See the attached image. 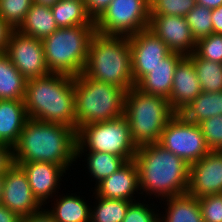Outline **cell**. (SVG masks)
<instances>
[{
	"label": "cell",
	"instance_id": "obj_8",
	"mask_svg": "<svg viewBox=\"0 0 222 222\" xmlns=\"http://www.w3.org/2000/svg\"><path fill=\"white\" fill-rule=\"evenodd\" d=\"M137 146L134 144L127 118L91 123L77 131V152H104L134 160Z\"/></svg>",
	"mask_w": 222,
	"mask_h": 222
},
{
	"label": "cell",
	"instance_id": "obj_12",
	"mask_svg": "<svg viewBox=\"0 0 222 222\" xmlns=\"http://www.w3.org/2000/svg\"><path fill=\"white\" fill-rule=\"evenodd\" d=\"M130 41L132 73L136 84L151 72L170 53L167 45L149 28L128 37Z\"/></svg>",
	"mask_w": 222,
	"mask_h": 222
},
{
	"label": "cell",
	"instance_id": "obj_29",
	"mask_svg": "<svg viewBox=\"0 0 222 222\" xmlns=\"http://www.w3.org/2000/svg\"><path fill=\"white\" fill-rule=\"evenodd\" d=\"M193 61L196 75L203 92H222V63L199 58L195 53L188 55Z\"/></svg>",
	"mask_w": 222,
	"mask_h": 222
},
{
	"label": "cell",
	"instance_id": "obj_1",
	"mask_svg": "<svg viewBox=\"0 0 222 222\" xmlns=\"http://www.w3.org/2000/svg\"><path fill=\"white\" fill-rule=\"evenodd\" d=\"M77 130L57 123L28 119L13 146L14 163H77Z\"/></svg>",
	"mask_w": 222,
	"mask_h": 222
},
{
	"label": "cell",
	"instance_id": "obj_13",
	"mask_svg": "<svg viewBox=\"0 0 222 222\" xmlns=\"http://www.w3.org/2000/svg\"><path fill=\"white\" fill-rule=\"evenodd\" d=\"M0 204L20 218L28 217L43 208L32 192L27 175L17 164H14L4 175V189Z\"/></svg>",
	"mask_w": 222,
	"mask_h": 222
},
{
	"label": "cell",
	"instance_id": "obj_11",
	"mask_svg": "<svg viewBox=\"0 0 222 222\" xmlns=\"http://www.w3.org/2000/svg\"><path fill=\"white\" fill-rule=\"evenodd\" d=\"M16 69L27 79L51 73L47 67L42 40L13 29L5 52Z\"/></svg>",
	"mask_w": 222,
	"mask_h": 222
},
{
	"label": "cell",
	"instance_id": "obj_24",
	"mask_svg": "<svg viewBox=\"0 0 222 222\" xmlns=\"http://www.w3.org/2000/svg\"><path fill=\"white\" fill-rule=\"evenodd\" d=\"M179 114L196 124L213 116L222 115V92H201Z\"/></svg>",
	"mask_w": 222,
	"mask_h": 222
},
{
	"label": "cell",
	"instance_id": "obj_6",
	"mask_svg": "<svg viewBox=\"0 0 222 222\" xmlns=\"http://www.w3.org/2000/svg\"><path fill=\"white\" fill-rule=\"evenodd\" d=\"M126 90L99 82L84 73L74 77L76 130L124 115Z\"/></svg>",
	"mask_w": 222,
	"mask_h": 222
},
{
	"label": "cell",
	"instance_id": "obj_16",
	"mask_svg": "<svg viewBox=\"0 0 222 222\" xmlns=\"http://www.w3.org/2000/svg\"><path fill=\"white\" fill-rule=\"evenodd\" d=\"M19 165L27 175L34 196L43 205L48 206L50 199L59 192L62 177L71 166H59L49 162L14 163ZM67 170V171H66ZM65 173V174H64ZM57 193V194H56ZM48 201V202H47Z\"/></svg>",
	"mask_w": 222,
	"mask_h": 222
},
{
	"label": "cell",
	"instance_id": "obj_39",
	"mask_svg": "<svg viewBox=\"0 0 222 222\" xmlns=\"http://www.w3.org/2000/svg\"><path fill=\"white\" fill-rule=\"evenodd\" d=\"M44 206L40 211L31 214L28 217L21 218L20 222H56L53 216L45 209Z\"/></svg>",
	"mask_w": 222,
	"mask_h": 222
},
{
	"label": "cell",
	"instance_id": "obj_38",
	"mask_svg": "<svg viewBox=\"0 0 222 222\" xmlns=\"http://www.w3.org/2000/svg\"><path fill=\"white\" fill-rule=\"evenodd\" d=\"M113 0H84L88 15L95 21Z\"/></svg>",
	"mask_w": 222,
	"mask_h": 222
},
{
	"label": "cell",
	"instance_id": "obj_19",
	"mask_svg": "<svg viewBox=\"0 0 222 222\" xmlns=\"http://www.w3.org/2000/svg\"><path fill=\"white\" fill-rule=\"evenodd\" d=\"M184 55L171 52L161 63L144 75L135 86L143 92L166 98L170 97L175 68Z\"/></svg>",
	"mask_w": 222,
	"mask_h": 222
},
{
	"label": "cell",
	"instance_id": "obj_28",
	"mask_svg": "<svg viewBox=\"0 0 222 222\" xmlns=\"http://www.w3.org/2000/svg\"><path fill=\"white\" fill-rule=\"evenodd\" d=\"M96 203L91 205L90 222H122L133 201L101 198L96 195ZM96 204V205H95Z\"/></svg>",
	"mask_w": 222,
	"mask_h": 222
},
{
	"label": "cell",
	"instance_id": "obj_23",
	"mask_svg": "<svg viewBox=\"0 0 222 222\" xmlns=\"http://www.w3.org/2000/svg\"><path fill=\"white\" fill-rule=\"evenodd\" d=\"M58 29L51 7L32 3L24 22L17 29L23 34L43 40Z\"/></svg>",
	"mask_w": 222,
	"mask_h": 222
},
{
	"label": "cell",
	"instance_id": "obj_18",
	"mask_svg": "<svg viewBox=\"0 0 222 222\" xmlns=\"http://www.w3.org/2000/svg\"><path fill=\"white\" fill-rule=\"evenodd\" d=\"M202 92L193 61L184 56L175 68L169 103L179 113Z\"/></svg>",
	"mask_w": 222,
	"mask_h": 222
},
{
	"label": "cell",
	"instance_id": "obj_32",
	"mask_svg": "<svg viewBox=\"0 0 222 222\" xmlns=\"http://www.w3.org/2000/svg\"><path fill=\"white\" fill-rule=\"evenodd\" d=\"M195 5V0H150V15L185 17Z\"/></svg>",
	"mask_w": 222,
	"mask_h": 222
},
{
	"label": "cell",
	"instance_id": "obj_35",
	"mask_svg": "<svg viewBox=\"0 0 222 222\" xmlns=\"http://www.w3.org/2000/svg\"><path fill=\"white\" fill-rule=\"evenodd\" d=\"M206 145L210 150L222 151V115L199 123Z\"/></svg>",
	"mask_w": 222,
	"mask_h": 222
},
{
	"label": "cell",
	"instance_id": "obj_36",
	"mask_svg": "<svg viewBox=\"0 0 222 222\" xmlns=\"http://www.w3.org/2000/svg\"><path fill=\"white\" fill-rule=\"evenodd\" d=\"M204 222H222V193L198 198Z\"/></svg>",
	"mask_w": 222,
	"mask_h": 222
},
{
	"label": "cell",
	"instance_id": "obj_9",
	"mask_svg": "<svg viewBox=\"0 0 222 222\" xmlns=\"http://www.w3.org/2000/svg\"><path fill=\"white\" fill-rule=\"evenodd\" d=\"M150 0H113L94 21L96 33L131 36L149 26Z\"/></svg>",
	"mask_w": 222,
	"mask_h": 222
},
{
	"label": "cell",
	"instance_id": "obj_41",
	"mask_svg": "<svg viewBox=\"0 0 222 222\" xmlns=\"http://www.w3.org/2000/svg\"><path fill=\"white\" fill-rule=\"evenodd\" d=\"M213 33L222 34V5L212 9Z\"/></svg>",
	"mask_w": 222,
	"mask_h": 222
},
{
	"label": "cell",
	"instance_id": "obj_34",
	"mask_svg": "<svg viewBox=\"0 0 222 222\" xmlns=\"http://www.w3.org/2000/svg\"><path fill=\"white\" fill-rule=\"evenodd\" d=\"M148 203L141 200L132 202L122 222H160L157 204Z\"/></svg>",
	"mask_w": 222,
	"mask_h": 222
},
{
	"label": "cell",
	"instance_id": "obj_2",
	"mask_svg": "<svg viewBox=\"0 0 222 222\" xmlns=\"http://www.w3.org/2000/svg\"><path fill=\"white\" fill-rule=\"evenodd\" d=\"M134 161L144 197L151 199L153 195L160 203V200L187 193L190 165L160 144L138 147Z\"/></svg>",
	"mask_w": 222,
	"mask_h": 222
},
{
	"label": "cell",
	"instance_id": "obj_21",
	"mask_svg": "<svg viewBox=\"0 0 222 222\" xmlns=\"http://www.w3.org/2000/svg\"><path fill=\"white\" fill-rule=\"evenodd\" d=\"M60 194V195H59ZM51 199L52 209H46L56 222H90L91 205L76 193H59ZM59 195V196H58ZM64 195V196H63ZM59 198V199H58Z\"/></svg>",
	"mask_w": 222,
	"mask_h": 222
},
{
	"label": "cell",
	"instance_id": "obj_31",
	"mask_svg": "<svg viewBox=\"0 0 222 222\" xmlns=\"http://www.w3.org/2000/svg\"><path fill=\"white\" fill-rule=\"evenodd\" d=\"M33 0H0V17L12 28L24 22Z\"/></svg>",
	"mask_w": 222,
	"mask_h": 222
},
{
	"label": "cell",
	"instance_id": "obj_43",
	"mask_svg": "<svg viewBox=\"0 0 222 222\" xmlns=\"http://www.w3.org/2000/svg\"><path fill=\"white\" fill-rule=\"evenodd\" d=\"M196 4L205 6L210 9L218 8L222 5V0H195Z\"/></svg>",
	"mask_w": 222,
	"mask_h": 222
},
{
	"label": "cell",
	"instance_id": "obj_37",
	"mask_svg": "<svg viewBox=\"0 0 222 222\" xmlns=\"http://www.w3.org/2000/svg\"><path fill=\"white\" fill-rule=\"evenodd\" d=\"M13 165V147L0 143V175H5Z\"/></svg>",
	"mask_w": 222,
	"mask_h": 222
},
{
	"label": "cell",
	"instance_id": "obj_20",
	"mask_svg": "<svg viewBox=\"0 0 222 222\" xmlns=\"http://www.w3.org/2000/svg\"><path fill=\"white\" fill-rule=\"evenodd\" d=\"M28 119L24 100H0V143L13 147Z\"/></svg>",
	"mask_w": 222,
	"mask_h": 222
},
{
	"label": "cell",
	"instance_id": "obj_14",
	"mask_svg": "<svg viewBox=\"0 0 222 222\" xmlns=\"http://www.w3.org/2000/svg\"><path fill=\"white\" fill-rule=\"evenodd\" d=\"M187 193L196 198L222 193V151L210 150L190 164Z\"/></svg>",
	"mask_w": 222,
	"mask_h": 222
},
{
	"label": "cell",
	"instance_id": "obj_30",
	"mask_svg": "<svg viewBox=\"0 0 222 222\" xmlns=\"http://www.w3.org/2000/svg\"><path fill=\"white\" fill-rule=\"evenodd\" d=\"M185 19L196 42L213 33L212 9L196 4Z\"/></svg>",
	"mask_w": 222,
	"mask_h": 222
},
{
	"label": "cell",
	"instance_id": "obj_44",
	"mask_svg": "<svg viewBox=\"0 0 222 222\" xmlns=\"http://www.w3.org/2000/svg\"><path fill=\"white\" fill-rule=\"evenodd\" d=\"M58 1L59 0H33L34 3L40 4V5H44V6H48V7H52Z\"/></svg>",
	"mask_w": 222,
	"mask_h": 222
},
{
	"label": "cell",
	"instance_id": "obj_22",
	"mask_svg": "<svg viewBox=\"0 0 222 222\" xmlns=\"http://www.w3.org/2000/svg\"><path fill=\"white\" fill-rule=\"evenodd\" d=\"M166 205L165 214L159 212L160 222H204L198 198L185 193L161 200ZM167 203V204H166Z\"/></svg>",
	"mask_w": 222,
	"mask_h": 222
},
{
	"label": "cell",
	"instance_id": "obj_33",
	"mask_svg": "<svg viewBox=\"0 0 222 222\" xmlns=\"http://www.w3.org/2000/svg\"><path fill=\"white\" fill-rule=\"evenodd\" d=\"M199 58L222 63V34L212 33L196 42L194 52Z\"/></svg>",
	"mask_w": 222,
	"mask_h": 222
},
{
	"label": "cell",
	"instance_id": "obj_26",
	"mask_svg": "<svg viewBox=\"0 0 222 222\" xmlns=\"http://www.w3.org/2000/svg\"><path fill=\"white\" fill-rule=\"evenodd\" d=\"M77 160L82 159V155L86 157L84 160L87 164V171L90 177L95 180V186L103 179L112 175L118 169H120L127 161L115 154L104 153V152H77Z\"/></svg>",
	"mask_w": 222,
	"mask_h": 222
},
{
	"label": "cell",
	"instance_id": "obj_17",
	"mask_svg": "<svg viewBox=\"0 0 222 222\" xmlns=\"http://www.w3.org/2000/svg\"><path fill=\"white\" fill-rule=\"evenodd\" d=\"M101 198L137 201L141 195L138 168L134 160L127 161L112 175L99 182L92 190Z\"/></svg>",
	"mask_w": 222,
	"mask_h": 222
},
{
	"label": "cell",
	"instance_id": "obj_7",
	"mask_svg": "<svg viewBox=\"0 0 222 222\" xmlns=\"http://www.w3.org/2000/svg\"><path fill=\"white\" fill-rule=\"evenodd\" d=\"M95 25L58 28L42 40L47 67L51 73L78 76L83 73Z\"/></svg>",
	"mask_w": 222,
	"mask_h": 222
},
{
	"label": "cell",
	"instance_id": "obj_4",
	"mask_svg": "<svg viewBox=\"0 0 222 222\" xmlns=\"http://www.w3.org/2000/svg\"><path fill=\"white\" fill-rule=\"evenodd\" d=\"M83 73L93 80L121 87L126 91L133 88L135 83L128 37L96 33L90 42Z\"/></svg>",
	"mask_w": 222,
	"mask_h": 222
},
{
	"label": "cell",
	"instance_id": "obj_10",
	"mask_svg": "<svg viewBox=\"0 0 222 222\" xmlns=\"http://www.w3.org/2000/svg\"><path fill=\"white\" fill-rule=\"evenodd\" d=\"M158 144L184 159L189 165L210 151L199 124L186 121L179 113L169 120Z\"/></svg>",
	"mask_w": 222,
	"mask_h": 222
},
{
	"label": "cell",
	"instance_id": "obj_27",
	"mask_svg": "<svg viewBox=\"0 0 222 222\" xmlns=\"http://www.w3.org/2000/svg\"><path fill=\"white\" fill-rule=\"evenodd\" d=\"M51 10L58 28L95 25L86 11L84 1L59 0Z\"/></svg>",
	"mask_w": 222,
	"mask_h": 222
},
{
	"label": "cell",
	"instance_id": "obj_40",
	"mask_svg": "<svg viewBox=\"0 0 222 222\" xmlns=\"http://www.w3.org/2000/svg\"><path fill=\"white\" fill-rule=\"evenodd\" d=\"M13 29L0 17V53L6 52Z\"/></svg>",
	"mask_w": 222,
	"mask_h": 222
},
{
	"label": "cell",
	"instance_id": "obj_25",
	"mask_svg": "<svg viewBox=\"0 0 222 222\" xmlns=\"http://www.w3.org/2000/svg\"><path fill=\"white\" fill-rule=\"evenodd\" d=\"M27 79L4 52L0 53V100H24Z\"/></svg>",
	"mask_w": 222,
	"mask_h": 222
},
{
	"label": "cell",
	"instance_id": "obj_45",
	"mask_svg": "<svg viewBox=\"0 0 222 222\" xmlns=\"http://www.w3.org/2000/svg\"><path fill=\"white\" fill-rule=\"evenodd\" d=\"M3 189H4V175H0V203L2 200Z\"/></svg>",
	"mask_w": 222,
	"mask_h": 222
},
{
	"label": "cell",
	"instance_id": "obj_42",
	"mask_svg": "<svg viewBox=\"0 0 222 222\" xmlns=\"http://www.w3.org/2000/svg\"><path fill=\"white\" fill-rule=\"evenodd\" d=\"M21 218L4 205L0 204V222H20Z\"/></svg>",
	"mask_w": 222,
	"mask_h": 222
},
{
	"label": "cell",
	"instance_id": "obj_5",
	"mask_svg": "<svg viewBox=\"0 0 222 222\" xmlns=\"http://www.w3.org/2000/svg\"><path fill=\"white\" fill-rule=\"evenodd\" d=\"M175 114L166 98L143 92L136 86L126 92L124 116L137 147L158 143L163 129Z\"/></svg>",
	"mask_w": 222,
	"mask_h": 222
},
{
	"label": "cell",
	"instance_id": "obj_3",
	"mask_svg": "<svg viewBox=\"0 0 222 222\" xmlns=\"http://www.w3.org/2000/svg\"><path fill=\"white\" fill-rule=\"evenodd\" d=\"M24 105L29 119L76 129L74 76L49 73L27 80Z\"/></svg>",
	"mask_w": 222,
	"mask_h": 222
},
{
	"label": "cell",
	"instance_id": "obj_15",
	"mask_svg": "<svg viewBox=\"0 0 222 222\" xmlns=\"http://www.w3.org/2000/svg\"><path fill=\"white\" fill-rule=\"evenodd\" d=\"M148 28L167 45L171 52L184 56L195 52L196 41L185 17L150 15Z\"/></svg>",
	"mask_w": 222,
	"mask_h": 222
}]
</instances>
